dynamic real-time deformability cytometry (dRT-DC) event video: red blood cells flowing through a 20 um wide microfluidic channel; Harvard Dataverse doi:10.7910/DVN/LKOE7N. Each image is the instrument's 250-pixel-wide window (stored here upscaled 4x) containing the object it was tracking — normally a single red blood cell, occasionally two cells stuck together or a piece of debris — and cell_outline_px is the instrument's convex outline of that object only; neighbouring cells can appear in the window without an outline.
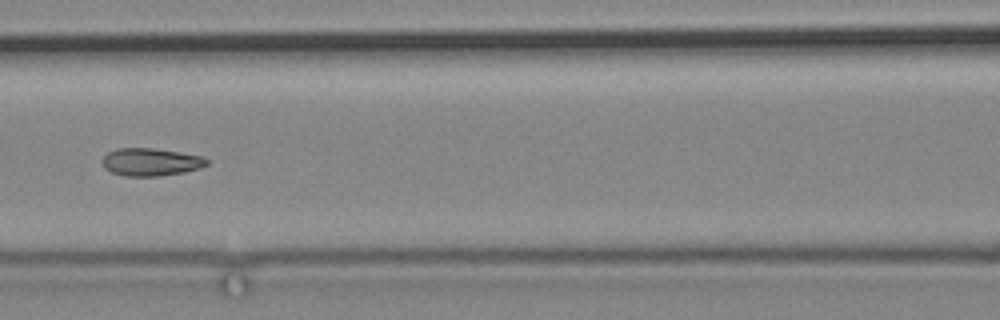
{"species": "common noctule bat (a hibernating species)", "species_latin": "Nyctalus noctula", "temperature_condition": "cold", "stored_images_in_passage": 12, "camera_frame_rate_fps": 3000, "um_per_image_px": 0.085, "animal": {"sex": "male", "body_mass_g": 19.2, "forearm_length_mm": 51.8}, "frame": {"image": 1, "passage_image": 10, "time_ms": 11.667, "image_size_px": [1000, 320], "cell_outline_px": [[208, 164], [200, 168], [184, 172], [156, 176], [124, 176], [112, 172], [104, 168], [100, 160], [108, 152], [116, 148], [152, 148], [180, 152], [204, 156], [208, 160]], "centroid_in_image_um": [12.8, 13.76], "position_along_channel_um": 153.8, "area_um2": 16.99}}
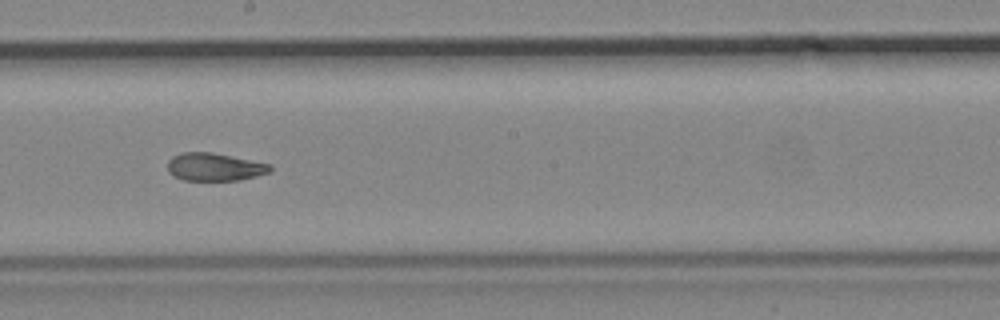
{"frame": {"image": 2, "passage_image": 12, "time_ms": 14.0, "image_size_px": [1000, 320], "cell_outline_px": [[272, 172], [240, 180], [184, 180], [168, 172], [168, 160], [172, 156], [180, 152], [212, 152], [272, 164]], "centroid_in_image_um": [18.26, 14.18], "position_along_channel_um": 229.9, "area_um2": 16.76}}